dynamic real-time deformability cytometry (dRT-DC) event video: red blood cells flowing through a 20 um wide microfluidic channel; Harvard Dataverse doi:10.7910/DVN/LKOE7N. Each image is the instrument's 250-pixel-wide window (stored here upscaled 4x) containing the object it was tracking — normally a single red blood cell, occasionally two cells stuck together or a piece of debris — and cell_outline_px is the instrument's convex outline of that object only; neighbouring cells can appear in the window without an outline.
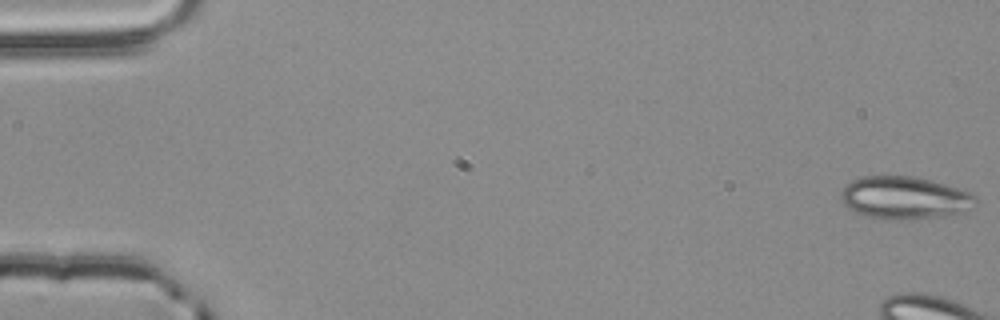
{"species": "common noctule bat (a hibernating species)", "species_latin": "Nyctalus noctula", "temperature_condition": "room temperature", "stored_images_in_passage": 8, "camera_frame_rate_fps": 3000, "um_per_image_px": 0.085, "animal": {"sex": "male", "body_mass_g": 20.4}, "frame": {"image": 1, "passage_image": 1, "time_ms": 0.0, "image_size_px": [1000, 320], "cell_outline_px": [[976, 208], [964, 212], [944, 216], [900, 220], [884, 220], [864, 216], [848, 208], [840, 200], [840, 192], [852, 180], [864, 176], [912, 176], [960, 188], [972, 192], [976, 196]], "centroid_in_image_um": [76.92, 16.83], "position_along_channel_um": 8.1, "area_um2": 33.87}}